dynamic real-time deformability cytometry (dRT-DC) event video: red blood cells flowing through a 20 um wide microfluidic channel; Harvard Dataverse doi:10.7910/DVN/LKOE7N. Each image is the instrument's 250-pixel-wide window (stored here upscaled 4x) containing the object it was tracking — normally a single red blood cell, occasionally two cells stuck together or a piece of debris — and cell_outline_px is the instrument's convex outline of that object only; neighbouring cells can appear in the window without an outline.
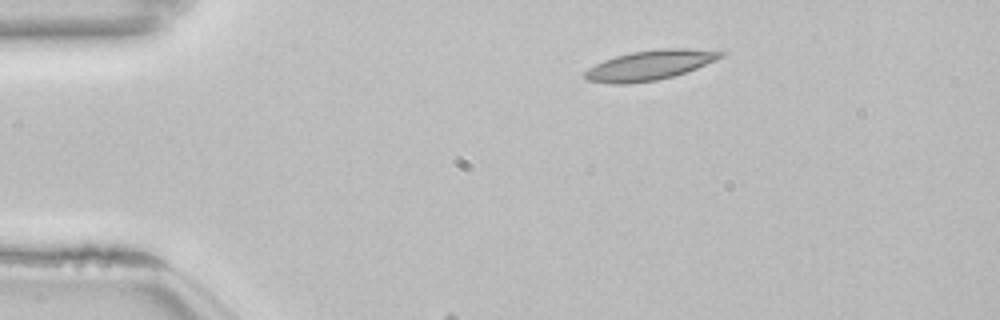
{"species": "common noctule bat (a hibernating species)", "species_latin": "Nyctalus noctula", "temperature_condition": "room temperature", "stored_images_in_passage": 45, "camera_frame_rate_fps": 3000, "um_per_image_px": 0.085, "animal": {"sex": "female", "body_mass_g": 22.7, "forearm_length_mm": 54.2}, "frame": {"image": 1, "passage_image": 1, "time_ms": 0.0, "image_size_px": [1000, 320], "cell_outline_px": [[728, 52], [724, 56], [716, 60], [696, 68], [672, 76], [656, 80], [628, 84], [608, 84], [588, 80], [584, 76], [584, 72], [588, 68], [604, 60], [616, 56], [632, 52], [660, 48], [684, 48]], "centroid_in_image_um": [55.22, 5.54], "position_along_channel_um": 29.8, "area_um2": 23.47}}
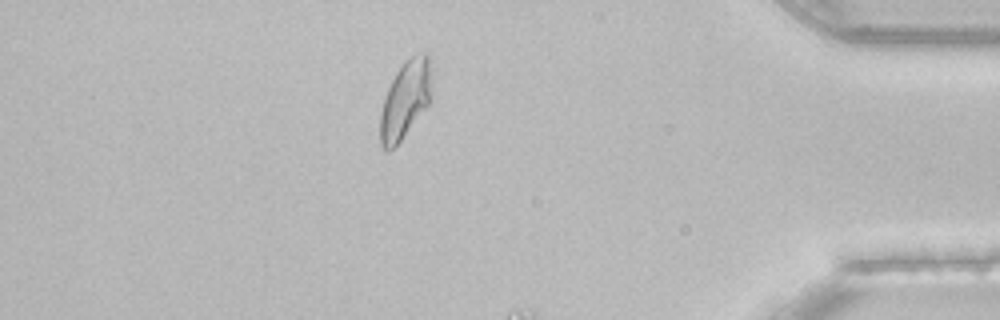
{"frame": {"image": 2, "passage_image": 38, "time_ms": 12.333, "image_size_px": [1000, 320], "cell_outline_px": [[432, 100], [400, 140], [388, 152], [380, 144], [380, 112], [384, 96], [396, 72], [404, 60], [412, 56], [424, 52], [428, 52], [432, 96]], "centroid_in_image_um": [34.44, 8.44], "position_along_channel_um": 400.8, "area_um2": 23.18}}